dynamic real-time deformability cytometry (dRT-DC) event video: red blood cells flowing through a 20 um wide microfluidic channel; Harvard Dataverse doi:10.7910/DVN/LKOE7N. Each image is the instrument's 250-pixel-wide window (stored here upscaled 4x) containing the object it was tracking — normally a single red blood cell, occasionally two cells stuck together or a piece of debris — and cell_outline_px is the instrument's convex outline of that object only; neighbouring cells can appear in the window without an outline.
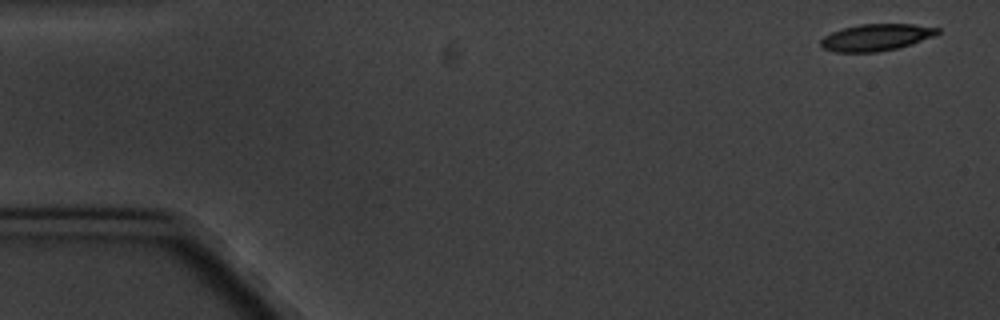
{"species": "common noctule bat (a hibernating species)", "species_latin": "Nyctalus noctula", "temperature_condition": "cold", "stored_images_in_passage": 5, "camera_frame_rate_fps": 3000, "um_per_image_px": 0.085, "animal": {"sex": "male", "body_mass_g": 20.1, "forearm_length_mm": 53.5}, "frame": {"image": 1, "passage_image": 1, "time_ms": 0.0, "image_size_px": [1000, 320], "cell_outline_px": [[940, 32], [932, 36], [896, 48], [876, 52], [836, 52], [824, 48], [820, 44], [820, 40], [824, 36], [832, 32], [844, 28], [860, 24], [912, 24], [940, 28]], "centroid_in_image_um": [74.43, 3.17], "position_along_channel_um": 10.6, "area_um2": 17.86}}
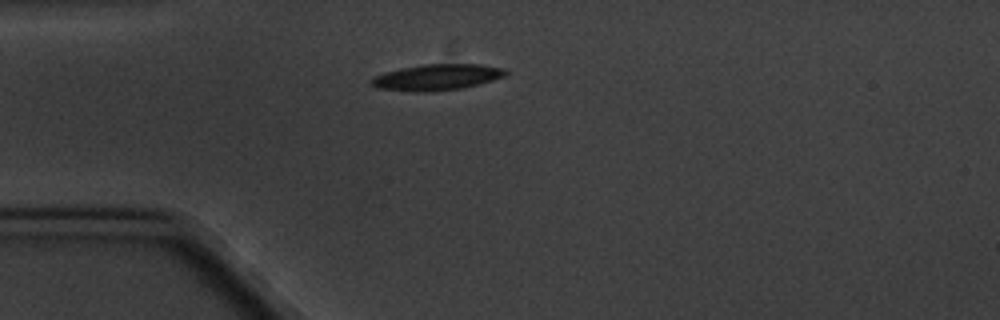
{"frame": {"image": 2, "passage_image": 5, "time_ms": 4.333, "image_size_px": [1000, 320], "cell_outline_px": [[508, 76], [480, 84], [460, 88], [428, 92], [416, 92], [376, 88], [368, 84], [368, 80], [372, 76], [384, 72], [400, 68], [424, 64], [480, 64], [504, 68], [508, 72]], "centroid_in_image_um": [37.1, 6.56], "position_along_channel_um": 47.9, "area_um2": 20.81}}